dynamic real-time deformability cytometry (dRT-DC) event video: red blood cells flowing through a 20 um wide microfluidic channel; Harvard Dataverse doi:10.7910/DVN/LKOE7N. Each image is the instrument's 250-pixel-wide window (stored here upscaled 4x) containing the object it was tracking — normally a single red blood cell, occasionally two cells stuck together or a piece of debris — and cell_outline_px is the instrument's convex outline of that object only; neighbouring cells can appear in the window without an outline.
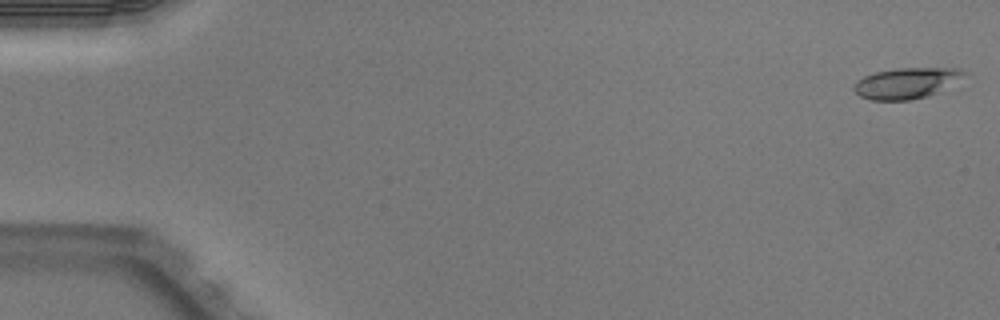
{"species": "Egyptian fruit bat (a non-hibernating species)", "species_latin": "Rousettus aegyptiacus", "temperature_condition": "warm", "stored_images_in_passage": 51, "camera_frame_rate_fps": 3000, "um_per_image_px": 0.085, "animal": {"sex": "male"}, "frame": {"image": 1, "passage_image": 1, "time_ms": 0.0, "image_size_px": [1000, 320], "cell_outline_px": [[968, 72], [940, 92], [928, 96], [908, 100], [872, 100], [860, 96], [852, 88], [856, 80], [864, 76], [876, 72], [896, 68], [960, 68]], "centroid_in_image_um": [77.03, 7.06], "position_along_channel_um": 8.0, "area_um2": 19.77}}
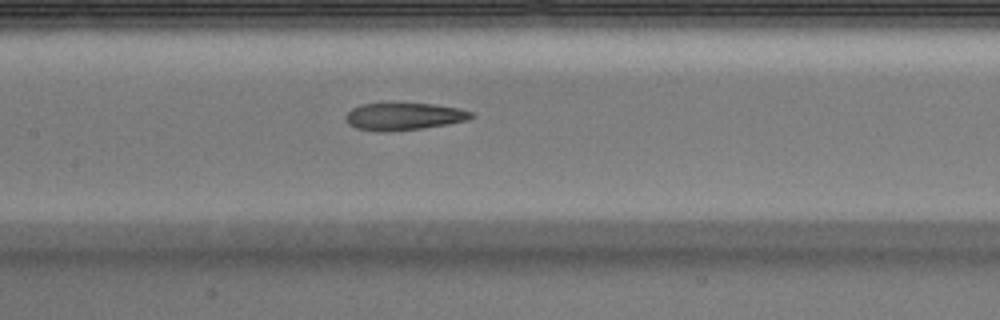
{"frame": {"image": 2, "passage_image": 25, "time_ms": 8.0, "image_size_px": [1000, 320], "cell_outline_px": [[476, 116], [468, 120], [424, 128], [392, 132], [376, 132], [356, 128], [348, 124], [344, 116], [352, 108], [360, 104], [380, 100], [432, 104], [460, 108], [472, 112]], "centroid_in_image_um": [34.26, 9.86], "position_along_channel_um": 173.1, "area_um2": 21.15}}
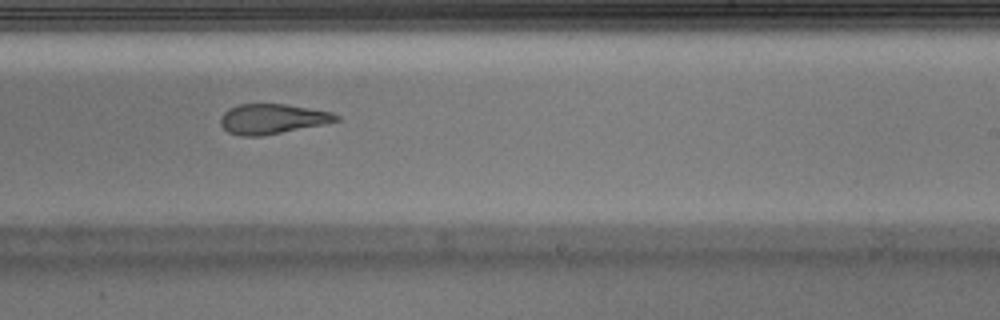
{"frame": {"image": 3, "passage_image": 32, "time_ms": 10.333, "image_size_px": [1000, 320], "cell_outline_px": [[340, 120], [324, 124], [260, 136], [240, 136], [228, 132], [220, 124], [220, 116], [228, 108], [240, 104], [284, 104], [332, 112], [340, 116]], "centroid_in_image_um": [23.12, 10.1], "position_along_channel_um": 265.9, "area_um2": 20.11}}